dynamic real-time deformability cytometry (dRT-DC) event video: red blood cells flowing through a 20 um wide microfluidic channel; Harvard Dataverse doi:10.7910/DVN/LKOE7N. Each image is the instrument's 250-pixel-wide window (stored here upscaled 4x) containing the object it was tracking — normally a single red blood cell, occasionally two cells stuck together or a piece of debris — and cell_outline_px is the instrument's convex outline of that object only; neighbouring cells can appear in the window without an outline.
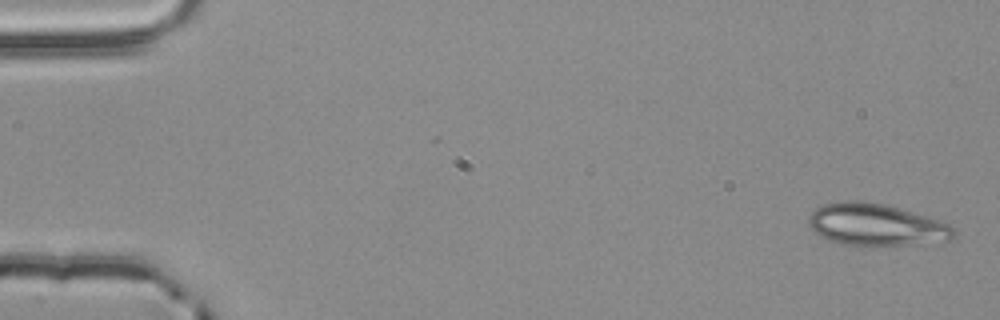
{"species": "common noctule bat (a hibernating species)", "species_latin": "Nyctalus noctula", "temperature_condition": "room temperature", "stored_images_in_passage": 3, "camera_frame_rate_fps": 3000, "um_per_image_px": 0.085, "animal": {"sex": "male", "body_mass_g": 20.4}, "frame": {"image": 1, "passage_image": 1, "time_ms": 0.0, "image_size_px": [1000, 320], "cell_outline_px": [[956, 236], [952, 240], [912, 244], [844, 244], [820, 236], [808, 224], [808, 216], [816, 208], [824, 204], [844, 200], [860, 200], [884, 204], [940, 220], [948, 224], [956, 232]], "centroid_in_image_um": [74.47, 19.08], "position_along_channel_um": 10.5, "area_um2": 34.97}}